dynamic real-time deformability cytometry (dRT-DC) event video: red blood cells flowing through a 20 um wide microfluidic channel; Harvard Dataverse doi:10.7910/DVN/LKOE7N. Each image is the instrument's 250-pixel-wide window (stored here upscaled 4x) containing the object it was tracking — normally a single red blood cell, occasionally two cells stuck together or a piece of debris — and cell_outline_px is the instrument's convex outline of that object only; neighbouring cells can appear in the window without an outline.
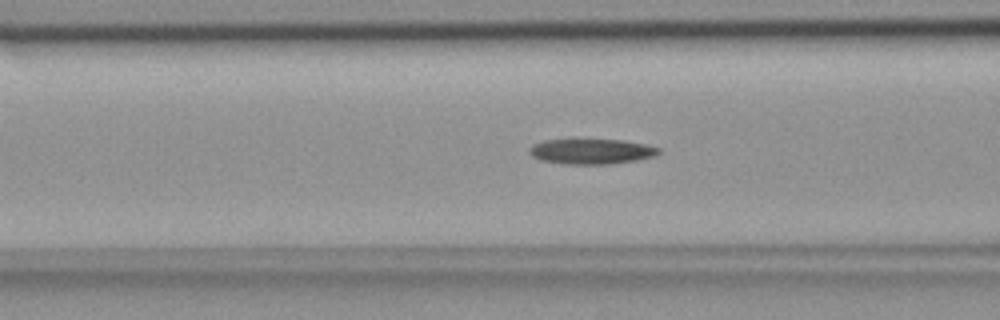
{"species": "common noctule bat (a hibernating species)", "species_latin": "Nyctalus noctula", "temperature_condition": "room temperature", "stored_images_in_passage": 40, "camera_frame_rate_fps": 3000, "um_per_image_px": 0.085, "animal": {"sex": "female", "body_mass_g": 18.4}, "frame": {"image": 1, "passage_image": 6, "time_ms": 1.667, "image_size_px": [1000, 320], "cell_outline_px": [[660, 152], [656, 156], [636, 160], [608, 164], [564, 164], [540, 160], [532, 156], [528, 152], [528, 148], [532, 144], [544, 140], [572, 136], [576, 136], [624, 140], [644, 144], [660, 148]], "centroid_in_image_um": [50.19, 12.81], "position_along_channel_um": 116.4, "area_um2": 20.23}}
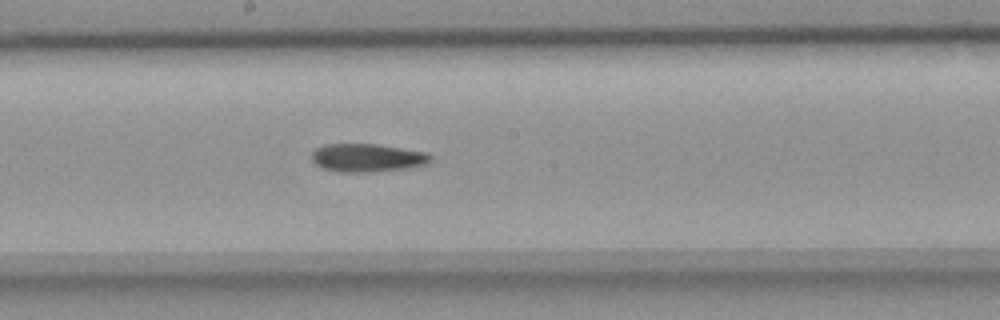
{"frame": {"image": 2, "passage_image": 14, "time_ms": 4.333, "image_size_px": [1000, 320], "cell_outline_px": [[432, 160], [428, 164], [412, 168], [372, 172], [336, 172], [320, 168], [312, 160], [312, 152], [316, 148], [324, 144], [376, 144], [428, 152], [432, 156]], "centroid_in_image_um": [31.25, 13.42], "position_along_channel_um": 217.0, "area_um2": 19.94}}
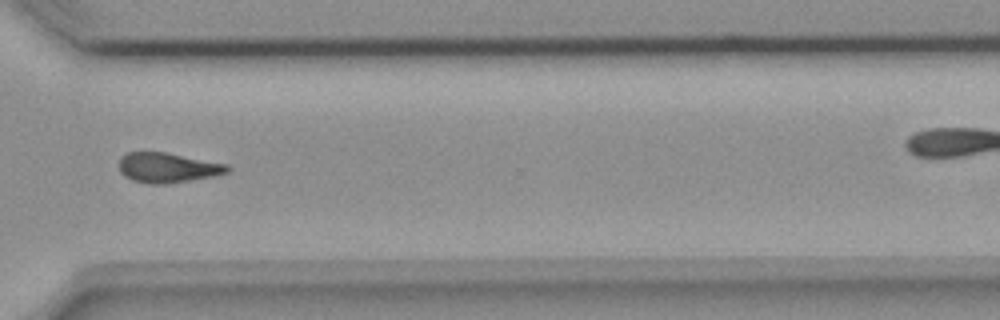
{"frame": {"image": 3, "passage_image": 25, "time_ms": 8.0, "image_size_px": [1000, 320], "cell_outline_px": [[232, 168], [228, 172], [216, 176], [164, 184], [152, 184], [132, 180], [124, 176], [120, 172], [120, 156], [128, 152], [164, 152], [228, 164]], "centroid_in_image_um": [14.27, 14.25], "position_along_channel_um": 356.3, "area_um2": 18.9}}